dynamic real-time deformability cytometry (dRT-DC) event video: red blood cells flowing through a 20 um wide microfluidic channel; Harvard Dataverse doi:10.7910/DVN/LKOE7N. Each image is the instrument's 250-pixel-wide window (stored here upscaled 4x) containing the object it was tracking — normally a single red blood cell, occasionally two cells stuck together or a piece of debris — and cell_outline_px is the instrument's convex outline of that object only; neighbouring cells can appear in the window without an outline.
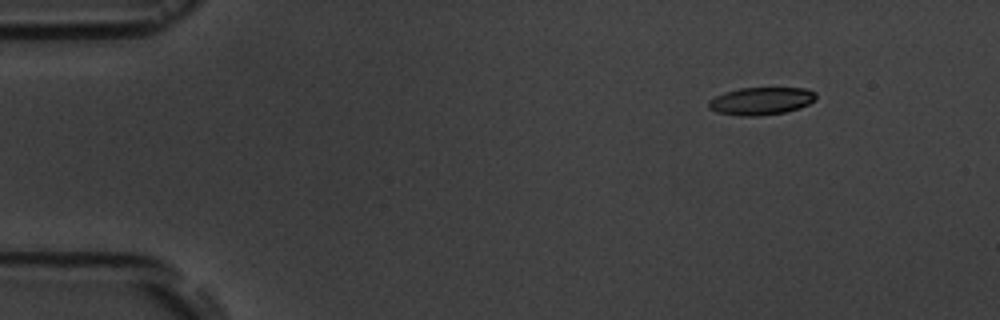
{"species": "common noctule bat (a hibernating species)", "species_latin": "Nyctalus noctula", "temperature_condition": "room temperature", "stored_images_in_passage": 3, "camera_frame_rate_fps": 3000, "um_per_image_px": 0.085, "animal": {"sex": "male", "body_mass_g": 19.5, "forearm_length_mm": 54.6}, "frame": {"image": 1, "passage_image": 2, "time_ms": 1.667, "image_size_px": [1000, 320], "cell_outline_px": [[816, 100], [800, 108], [784, 112], [756, 116], [740, 116], [716, 112], [708, 108], [708, 100], [724, 92], [740, 88], [804, 88], [816, 92]], "centroid_in_image_um": [64.68, 8.58], "position_along_channel_um": 20.3, "area_um2": 17.34}}